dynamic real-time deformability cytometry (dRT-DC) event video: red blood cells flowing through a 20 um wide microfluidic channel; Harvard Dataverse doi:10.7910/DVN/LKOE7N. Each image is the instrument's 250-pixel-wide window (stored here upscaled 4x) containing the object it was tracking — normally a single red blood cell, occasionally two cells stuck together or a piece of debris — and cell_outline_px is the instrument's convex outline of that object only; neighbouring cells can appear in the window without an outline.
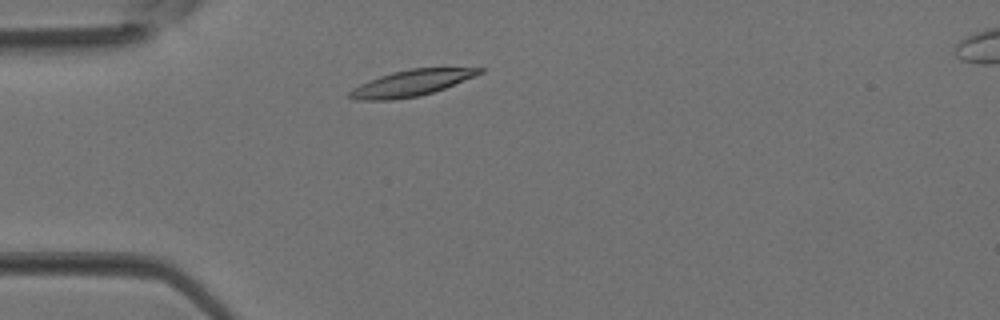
{"species": "Egyptian fruit bat (a non-hibernating species)", "species_latin": "Rousettus aegyptiacus", "temperature_condition": "room temperature", "stored_images_in_passage": 1, "camera_frame_rate_fps": 3000, "um_per_image_px": 0.085, "animal": {"sex": "female"}, "frame": {"image": 1, "passage_image": 1, "time_ms": 0.0, "image_size_px": [1000, 320], "cell_outline_px": [[484, 72], [444, 88], [420, 96], [392, 100], [356, 100], [348, 96], [348, 92], [352, 88], [368, 80], [392, 72], [412, 68], [484, 68]], "centroid_in_image_um": [34.91, 7.06], "position_along_channel_um": 50.1, "area_um2": 19.59}}